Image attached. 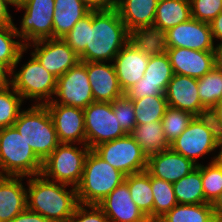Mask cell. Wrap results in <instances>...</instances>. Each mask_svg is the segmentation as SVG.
<instances>
[{
	"label": "cell",
	"mask_w": 222,
	"mask_h": 222,
	"mask_svg": "<svg viewBox=\"0 0 222 222\" xmlns=\"http://www.w3.org/2000/svg\"><path fill=\"white\" fill-rule=\"evenodd\" d=\"M124 95L131 100H137L146 96L165 95V92L157 84L137 82Z\"/></svg>",
	"instance_id": "obj_44"
},
{
	"label": "cell",
	"mask_w": 222,
	"mask_h": 222,
	"mask_svg": "<svg viewBox=\"0 0 222 222\" xmlns=\"http://www.w3.org/2000/svg\"><path fill=\"white\" fill-rule=\"evenodd\" d=\"M132 101L136 125L161 121L168 107L165 95L146 96Z\"/></svg>",
	"instance_id": "obj_33"
},
{
	"label": "cell",
	"mask_w": 222,
	"mask_h": 222,
	"mask_svg": "<svg viewBox=\"0 0 222 222\" xmlns=\"http://www.w3.org/2000/svg\"><path fill=\"white\" fill-rule=\"evenodd\" d=\"M55 0H26L17 10H25L16 33L26 46L29 43L53 38ZM25 42V43H24Z\"/></svg>",
	"instance_id": "obj_9"
},
{
	"label": "cell",
	"mask_w": 222,
	"mask_h": 222,
	"mask_svg": "<svg viewBox=\"0 0 222 222\" xmlns=\"http://www.w3.org/2000/svg\"><path fill=\"white\" fill-rule=\"evenodd\" d=\"M215 67L222 70V42L217 44L214 49Z\"/></svg>",
	"instance_id": "obj_51"
},
{
	"label": "cell",
	"mask_w": 222,
	"mask_h": 222,
	"mask_svg": "<svg viewBox=\"0 0 222 222\" xmlns=\"http://www.w3.org/2000/svg\"><path fill=\"white\" fill-rule=\"evenodd\" d=\"M10 76L11 70L0 61V87L8 86L11 84V78H8Z\"/></svg>",
	"instance_id": "obj_49"
},
{
	"label": "cell",
	"mask_w": 222,
	"mask_h": 222,
	"mask_svg": "<svg viewBox=\"0 0 222 222\" xmlns=\"http://www.w3.org/2000/svg\"><path fill=\"white\" fill-rule=\"evenodd\" d=\"M165 97L169 107L186 111L196 116L204 107L198 94L197 78L174 74L168 83Z\"/></svg>",
	"instance_id": "obj_21"
},
{
	"label": "cell",
	"mask_w": 222,
	"mask_h": 222,
	"mask_svg": "<svg viewBox=\"0 0 222 222\" xmlns=\"http://www.w3.org/2000/svg\"><path fill=\"white\" fill-rule=\"evenodd\" d=\"M10 222H50L39 213L28 210L27 208L19 215L15 216Z\"/></svg>",
	"instance_id": "obj_45"
},
{
	"label": "cell",
	"mask_w": 222,
	"mask_h": 222,
	"mask_svg": "<svg viewBox=\"0 0 222 222\" xmlns=\"http://www.w3.org/2000/svg\"><path fill=\"white\" fill-rule=\"evenodd\" d=\"M130 135L139 144L147 158L170 148L161 121L136 125Z\"/></svg>",
	"instance_id": "obj_26"
},
{
	"label": "cell",
	"mask_w": 222,
	"mask_h": 222,
	"mask_svg": "<svg viewBox=\"0 0 222 222\" xmlns=\"http://www.w3.org/2000/svg\"><path fill=\"white\" fill-rule=\"evenodd\" d=\"M31 45L35 48L31 54L57 79L80 62L79 55L62 38L35 41L25 48Z\"/></svg>",
	"instance_id": "obj_12"
},
{
	"label": "cell",
	"mask_w": 222,
	"mask_h": 222,
	"mask_svg": "<svg viewBox=\"0 0 222 222\" xmlns=\"http://www.w3.org/2000/svg\"><path fill=\"white\" fill-rule=\"evenodd\" d=\"M91 10L82 0H55L53 13V38H62L71 31L78 20Z\"/></svg>",
	"instance_id": "obj_24"
},
{
	"label": "cell",
	"mask_w": 222,
	"mask_h": 222,
	"mask_svg": "<svg viewBox=\"0 0 222 222\" xmlns=\"http://www.w3.org/2000/svg\"><path fill=\"white\" fill-rule=\"evenodd\" d=\"M86 70L94 102H113L124 95L120 88L114 64L86 62Z\"/></svg>",
	"instance_id": "obj_19"
},
{
	"label": "cell",
	"mask_w": 222,
	"mask_h": 222,
	"mask_svg": "<svg viewBox=\"0 0 222 222\" xmlns=\"http://www.w3.org/2000/svg\"><path fill=\"white\" fill-rule=\"evenodd\" d=\"M88 36V15L73 26L71 31L67 33L62 39L78 54L80 55L86 48Z\"/></svg>",
	"instance_id": "obj_42"
},
{
	"label": "cell",
	"mask_w": 222,
	"mask_h": 222,
	"mask_svg": "<svg viewBox=\"0 0 222 222\" xmlns=\"http://www.w3.org/2000/svg\"><path fill=\"white\" fill-rule=\"evenodd\" d=\"M15 72V70L11 71V85L23 100L35 99V105H45L52 101L57 78L48 72L32 54L31 59L20 68V71Z\"/></svg>",
	"instance_id": "obj_7"
},
{
	"label": "cell",
	"mask_w": 222,
	"mask_h": 222,
	"mask_svg": "<svg viewBox=\"0 0 222 222\" xmlns=\"http://www.w3.org/2000/svg\"><path fill=\"white\" fill-rule=\"evenodd\" d=\"M129 42L149 57L167 52L166 31L155 26L140 27L129 31Z\"/></svg>",
	"instance_id": "obj_27"
},
{
	"label": "cell",
	"mask_w": 222,
	"mask_h": 222,
	"mask_svg": "<svg viewBox=\"0 0 222 222\" xmlns=\"http://www.w3.org/2000/svg\"><path fill=\"white\" fill-rule=\"evenodd\" d=\"M54 123L59 143L86 145L84 110L62 104H45Z\"/></svg>",
	"instance_id": "obj_14"
},
{
	"label": "cell",
	"mask_w": 222,
	"mask_h": 222,
	"mask_svg": "<svg viewBox=\"0 0 222 222\" xmlns=\"http://www.w3.org/2000/svg\"><path fill=\"white\" fill-rule=\"evenodd\" d=\"M90 148L82 144L60 143L44 160L41 174L48 180L76 188L81 181L86 156Z\"/></svg>",
	"instance_id": "obj_6"
},
{
	"label": "cell",
	"mask_w": 222,
	"mask_h": 222,
	"mask_svg": "<svg viewBox=\"0 0 222 222\" xmlns=\"http://www.w3.org/2000/svg\"><path fill=\"white\" fill-rule=\"evenodd\" d=\"M92 150L126 176L147 170L148 158L130 134L101 143Z\"/></svg>",
	"instance_id": "obj_8"
},
{
	"label": "cell",
	"mask_w": 222,
	"mask_h": 222,
	"mask_svg": "<svg viewBox=\"0 0 222 222\" xmlns=\"http://www.w3.org/2000/svg\"><path fill=\"white\" fill-rule=\"evenodd\" d=\"M194 117L189 112L167 107L161 124L169 144L174 142L184 132Z\"/></svg>",
	"instance_id": "obj_37"
},
{
	"label": "cell",
	"mask_w": 222,
	"mask_h": 222,
	"mask_svg": "<svg viewBox=\"0 0 222 222\" xmlns=\"http://www.w3.org/2000/svg\"><path fill=\"white\" fill-rule=\"evenodd\" d=\"M23 101L11 84L0 87V129L13 126L21 112Z\"/></svg>",
	"instance_id": "obj_36"
},
{
	"label": "cell",
	"mask_w": 222,
	"mask_h": 222,
	"mask_svg": "<svg viewBox=\"0 0 222 222\" xmlns=\"http://www.w3.org/2000/svg\"><path fill=\"white\" fill-rule=\"evenodd\" d=\"M13 126L42 162L60 144L45 105L34 104L27 110H22Z\"/></svg>",
	"instance_id": "obj_4"
},
{
	"label": "cell",
	"mask_w": 222,
	"mask_h": 222,
	"mask_svg": "<svg viewBox=\"0 0 222 222\" xmlns=\"http://www.w3.org/2000/svg\"><path fill=\"white\" fill-rule=\"evenodd\" d=\"M211 133L213 140L219 146L222 143V121L215 107H202L195 116Z\"/></svg>",
	"instance_id": "obj_41"
},
{
	"label": "cell",
	"mask_w": 222,
	"mask_h": 222,
	"mask_svg": "<svg viewBox=\"0 0 222 222\" xmlns=\"http://www.w3.org/2000/svg\"><path fill=\"white\" fill-rule=\"evenodd\" d=\"M218 112L219 119L222 121V100L214 106Z\"/></svg>",
	"instance_id": "obj_52"
},
{
	"label": "cell",
	"mask_w": 222,
	"mask_h": 222,
	"mask_svg": "<svg viewBox=\"0 0 222 222\" xmlns=\"http://www.w3.org/2000/svg\"><path fill=\"white\" fill-rule=\"evenodd\" d=\"M151 188L154 198L153 222H157L178 203L175 198L173 183L151 175Z\"/></svg>",
	"instance_id": "obj_34"
},
{
	"label": "cell",
	"mask_w": 222,
	"mask_h": 222,
	"mask_svg": "<svg viewBox=\"0 0 222 222\" xmlns=\"http://www.w3.org/2000/svg\"><path fill=\"white\" fill-rule=\"evenodd\" d=\"M109 222H150L133 202L128 185L123 182L97 204Z\"/></svg>",
	"instance_id": "obj_16"
},
{
	"label": "cell",
	"mask_w": 222,
	"mask_h": 222,
	"mask_svg": "<svg viewBox=\"0 0 222 222\" xmlns=\"http://www.w3.org/2000/svg\"><path fill=\"white\" fill-rule=\"evenodd\" d=\"M10 3L7 0H0V25L14 24L8 6Z\"/></svg>",
	"instance_id": "obj_47"
},
{
	"label": "cell",
	"mask_w": 222,
	"mask_h": 222,
	"mask_svg": "<svg viewBox=\"0 0 222 222\" xmlns=\"http://www.w3.org/2000/svg\"><path fill=\"white\" fill-rule=\"evenodd\" d=\"M124 182L128 185L133 202L153 222L154 198L151 188V174L146 170L127 175Z\"/></svg>",
	"instance_id": "obj_28"
},
{
	"label": "cell",
	"mask_w": 222,
	"mask_h": 222,
	"mask_svg": "<svg viewBox=\"0 0 222 222\" xmlns=\"http://www.w3.org/2000/svg\"><path fill=\"white\" fill-rule=\"evenodd\" d=\"M54 95L56 96L47 104H62L84 109L94 102L86 62H79L57 79Z\"/></svg>",
	"instance_id": "obj_11"
},
{
	"label": "cell",
	"mask_w": 222,
	"mask_h": 222,
	"mask_svg": "<svg viewBox=\"0 0 222 222\" xmlns=\"http://www.w3.org/2000/svg\"><path fill=\"white\" fill-rule=\"evenodd\" d=\"M197 82L199 98L204 107H214L222 100V70L214 67Z\"/></svg>",
	"instance_id": "obj_35"
},
{
	"label": "cell",
	"mask_w": 222,
	"mask_h": 222,
	"mask_svg": "<svg viewBox=\"0 0 222 222\" xmlns=\"http://www.w3.org/2000/svg\"><path fill=\"white\" fill-rule=\"evenodd\" d=\"M178 204H202L205 200L201 178V163L190 174L173 183Z\"/></svg>",
	"instance_id": "obj_29"
},
{
	"label": "cell",
	"mask_w": 222,
	"mask_h": 222,
	"mask_svg": "<svg viewBox=\"0 0 222 222\" xmlns=\"http://www.w3.org/2000/svg\"><path fill=\"white\" fill-rule=\"evenodd\" d=\"M43 162L14 126L0 129V176L30 177L42 172Z\"/></svg>",
	"instance_id": "obj_5"
},
{
	"label": "cell",
	"mask_w": 222,
	"mask_h": 222,
	"mask_svg": "<svg viewBox=\"0 0 222 222\" xmlns=\"http://www.w3.org/2000/svg\"><path fill=\"white\" fill-rule=\"evenodd\" d=\"M174 74L201 78L215 67L214 51L167 48Z\"/></svg>",
	"instance_id": "obj_17"
},
{
	"label": "cell",
	"mask_w": 222,
	"mask_h": 222,
	"mask_svg": "<svg viewBox=\"0 0 222 222\" xmlns=\"http://www.w3.org/2000/svg\"><path fill=\"white\" fill-rule=\"evenodd\" d=\"M157 222H218L211 203L177 204Z\"/></svg>",
	"instance_id": "obj_30"
},
{
	"label": "cell",
	"mask_w": 222,
	"mask_h": 222,
	"mask_svg": "<svg viewBox=\"0 0 222 222\" xmlns=\"http://www.w3.org/2000/svg\"><path fill=\"white\" fill-rule=\"evenodd\" d=\"M18 37L14 24L0 25V61L11 71L20 64L19 62L27 50L21 40H14Z\"/></svg>",
	"instance_id": "obj_31"
},
{
	"label": "cell",
	"mask_w": 222,
	"mask_h": 222,
	"mask_svg": "<svg viewBox=\"0 0 222 222\" xmlns=\"http://www.w3.org/2000/svg\"><path fill=\"white\" fill-rule=\"evenodd\" d=\"M83 110L86 145L90 149L127 135L113 113L111 102H93Z\"/></svg>",
	"instance_id": "obj_10"
},
{
	"label": "cell",
	"mask_w": 222,
	"mask_h": 222,
	"mask_svg": "<svg viewBox=\"0 0 222 222\" xmlns=\"http://www.w3.org/2000/svg\"><path fill=\"white\" fill-rule=\"evenodd\" d=\"M83 3L91 10H109L115 8L114 0H82Z\"/></svg>",
	"instance_id": "obj_46"
},
{
	"label": "cell",
	"mask_w": 222,
	"mask_h": 222,
	"mask_svg": "<svg viewBox=\"0 0 222 222\" xmlns=\"http://www.w3.org/2000/svg\"><path fill=\"white\" fill-rule=\"evenodd\" d=\"M210 26L213 40L216 38L222 42V12L210 22Z\"/></svg>",
	"instance_id": "obj_48"
},
{
	"label": "cell",
	"mask_w": 222,
	"mask_h": 222,
	"mask_svg": "<svg viewBox=\"0 0 222 222\" xmlns=\"http://www.w3.org/2000/svg\"><path fill=\"white\" fill-rule=\"evenodd\" d=\"M192 18L210 23L222 12V0H190Z\"/></svg>",
	"instance_id": "obj_40"
},
{
	"label": "cell",
	"mask_w": 222,
	"mask_h": 222,
	"mask_svg": "<svg viewBox=\"0 0 222 222\" xmlns=\"http://www.w3.org/2000/svg\"><path fill=\"white\" fill-rule=\"evenodd\" d=\"M126 175L101 159L92 149L88 152L81 181L76 187L80 204H98L117 186Z\"/></svg>",
	"instance_id": "obj_3"
},
{
	"label": "cell",
	"mask_w": 222,
	"mask_h": 222,
	"mask_svg": "<svg viewBox=\"0 0 222 222\" xmlns=\"http://www.w3.org/2000/svg\"><path fill=\"white\" fill-rule=\"evenodd\" d=\"M191 18L190 0H158L153 26L168 31Z\"/></svg>",
	"instance_id": "obj_25"
},
{
	"label": "cell",
	"mask_w": 222,
	"mask_h": 222,
	"mask_svg": "<svg viewBox=\"0 0 222 222\" xmlns=\"http://www.w3.org/2000/svg\"><path fill=\"white\" fill-rule=\"evenodd\" d=\"M69 222H109V219L98 205L79 203Z\"/></svg>",
	"instance_id": "obj_43"
},
{
	"label": "cell",
	"mask_w": 222,
	"mask_h": 222,
	"mask_svg": "<svg viewBox=\"0 0 222 222\" xmlns=\"http://www.w3.org/2000/svg\"><path fill=\"white\" fill-rule=\"evenodd\" d=\"M27 209L50 222H69L79 204L76 188L46 179L42 174L27 177Z\"/></svg>",
	"instance_id": "obj_2"
},
{
	"label": "cell",
	"mask_w": 222,
	"mask_h": 222,
	"mask_svg": "<svg viewBox=\"0 0 222 222\" xmlns=\"http://www.w3.org/2000/svg\"><path fill=\"white\" fill-rule=\"evenodd\" d=\"M129 42V31L115 8L88 14V36L80 62L113 61Z\"/></svg>",
	"instance_id": "obj_1"
},
{
	"label": "cell",
	"mask_w": 222,
	"mask_h": 222,
	"mask_svg": "<svg viewBox=\"0 0 222 222\" xmlns=\"http://www.w3.org/2000/svg\"><path fill=\"white\" fill-rule=\"evenodd\" d=\"M211 206L216 219L218 221L222 219V192L214 199Z\"/></svg>",
	"instance_id": "obj_50"
},
{
	"label": "cell",
	"mask_w": 222,
	"mask_h": 222,
	"mask_svg": "<svg viewBox=\"0 0 222 222\" xmlns=\"http://www.w3.org/2000/svg\"><path fill=\"white\" fill-rule=\"evenodd\" d=\"M149 56L128 42L115 56L113 64L120 88L125 93L144 77Z\"/></svg>",
	"instance_id": "obj_20"
},
{
	"label": "cell",
	"mask_w": 222,
	"mask_h": 222,
	"mask_svg": "<svg viewBox=\"0 0 222 222\" xmlns=\"http://www.w3.org/2000/svg\"><path fill=\"white\" fill-rule=\"evenodd\" d=\"M23 176H0V222H10L27 208Z\"/></svg>",
	"instance_id": "obj_22"
},
{
	"label": "cell",
	"mask_w": 222,
	"mask_h": 222,
	"mask_svg": "<svg viewBox=\"0 0 222 222\" xmlns=\"http://www.w3.org/2000/svg\"><path fill=\"white\" fill-rule=\"evenodd\" d=\"M219 149V152L218 154L216 155L217 156V161L222 165V143L218 146Z\"/></svg>",
	"instance_id": "obj_54"
},
{
	"label": "cell",
	"mask_w": 222,
	"mask_h": 222,
	"mask_svg": "<svg viewBox=\"0 0 222 222\" xmlns=\"http://www.w3.org/2000/svg\"><path fill=\"white\" fill-rule=\"evenodd\" d=\"M174 76L170 59L167 53L157 56H150L144 77L138 83L157 84L164 92H166L168 83Z\"/></svg>",
	"instance_id": "obj_32"
},
{
	"label": "cell",
	"mask_w": 222,
	"mask_h": 222,
	"mask_svg": "<svg viewBox=\"0 0 222 222\" xmlns=\"http://www.w3.org/2000/svg\"><path fill=\"white\" fill-rule=\"evenodd\" d=\"M158 0H115V9L128 31L153 26Z\"/></svg>",
	"instance_id": "obj_23"
},
{
	"label": "cell",
	"mask_w": 222,
	"mask_h": 222,
	"mask_svg": "<svg viewBox=\"0 0 222 222\" xmlns=\"http://www.w3.org/2000/svg\"><path fill=\"white\" fill-rule=\"evenodd\" d=\"M216 159L217 156H214L208 165L201 164L202 187L208 203L222 192V165Z\"/></svg>",
	"instance_id": "obj_38"
},
{
	"label": "cell",
	"mask_w": 222,
	"mask_h": 222,
	"mask_svg": "<svg viewBox=\"0 0 222 222\" xmlns=\"http://www.w3.org/2000/svg\"><path fill=\"white\" fill-rule=\"evenodd\" d=\"M11 5L20 7L26 0H7Z\"/></svg>",
	"instance_id": "obj_53"
},
{
	"label": "cell",
	"mask_w": 222,
	"mask_h": 222,
	"mask_svg": "<svg viewBox=\"0 0 222 222\" xmlns=\"http://www.w3.org/2000/svg\"><path fill=\"white\" fill-rule=\"evenodd\" d=\"M112 108L113 113L115 117L119 120V124L122 129L127 134H130L136 126L133 101L129 99L126 95H123L112 102Z\"/></svg>",
	"instance_id": "obj_39"
},
{
	"label": "cell",
	"mask_w": 222,
	"mask_h": 222,
	"mask_svg": "<svg viewBox=\"0 0 222 222\" xmlns=\"http://www.w3.org/2000/svg\"><path fill=\"white\" fill-rule=\"evenodd\" d=\"M197 165L171 148L148 157L147 171L154 177L175 183L190 174Z\"/></svg>",
	"instance_id": "obj_18"
},
{
	"label": "cell",
	"mask_w": 222,
	"mask_h": 222,
	"mask_svg": "<svg viewBox=\"0 0 222 222\" xmlns=\"http://www.w3.org/2000/svg\"><path fill=\"white\" fill-rule=\"evenodd\" d=\"M170 148L198 165V158L216 152L218 145L210 131L194 117L184 132L170 144Z\"/></svg>",
	"instance_id": "obj_15"
},
{
	"label": "cell",
	"mask_w": 222,
	"mask_h": 222,
	"mask_svg": "<svg viewBox=\"0 0 222 222\" xmlns=\"http://www.w3.org/2000/svg\"><path fill=\"white\" fill-rule=\"evenodd\" d=\"M167 48H188L198 51H214L210 23L189 19L166 31Z\"/></svg>",
	"instance_id": "obj_13"
}]
</instances>
